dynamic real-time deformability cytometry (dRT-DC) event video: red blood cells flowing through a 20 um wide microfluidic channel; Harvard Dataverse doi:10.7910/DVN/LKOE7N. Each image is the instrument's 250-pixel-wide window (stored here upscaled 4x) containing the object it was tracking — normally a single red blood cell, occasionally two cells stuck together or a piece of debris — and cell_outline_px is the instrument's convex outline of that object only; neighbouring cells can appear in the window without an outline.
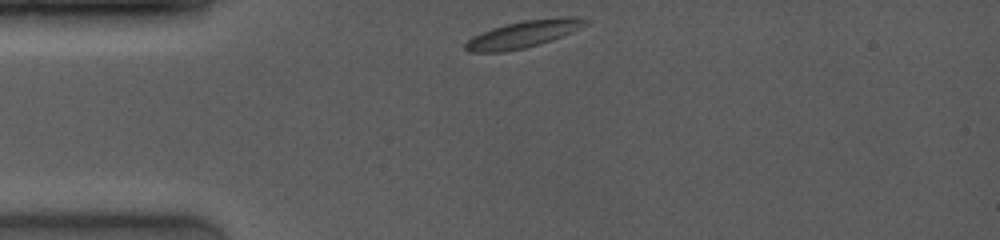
{"species": "common noctule bat (a hibernating species)", "species_latin": "Nyctalus noctula", "temperature_condition": "room temperature", "stored_images_in_passage": 39, "camera_frame_rate_fps": 4000, "um_per_image_px": 0.085, "animal": {"sex": "female", "body_mass_g": 19.0, "forearm_length_mm": 53.3}, "frame": {"image": 1, "passage_image": 1, "time_ms": 0.0, "image_size_px": [1000, 240], "cell_outline_px": [[592, 20], [588, 24], [580, 28], [552, 40], [540, 44], [524, 48], [504, 52], [468, 52], [464, 48], [464, 44], [472, 36], [492, 28], [524, 20], [560, 16], [580, 16]], "centroid_in_image_um": [44.54, 2.88], "position_along_channel_um": 40.5, "area_um2": 19.13}}
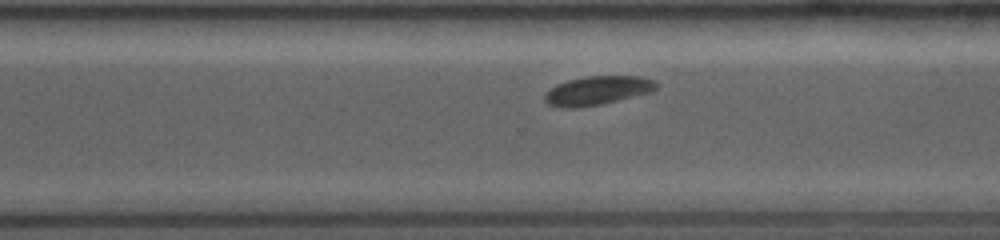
{"frame": {"image": 2, "passage_image": 32, "time_ms": 7.75, "image_size_px": [1000, 240], "cell_outline_px": [[656, 88], [652, 92], [600, 104], [576, 108], [564, 108], [548, 104], [544, 100], [544, 96], [556, 84], [568, 80], [584, 76], [640, 76], [652, 80], [656, 84]], "centroid_in_image_um": [50.76, 7.69], "position_along_channel_um": 319.8, "area_um2": 18.55}}
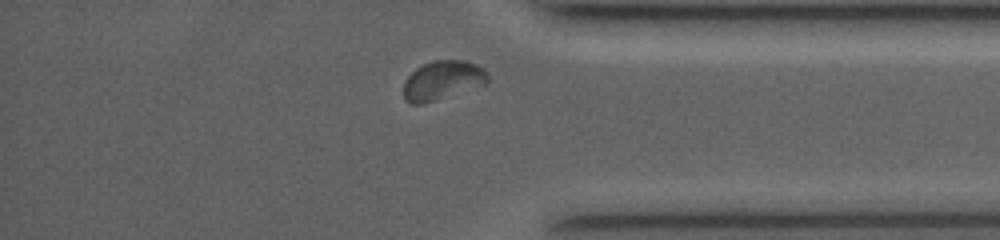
{"frame": {"image": 3, "passage_image": 37, "time_ms": 9.75, "image_size_px": [1000, 240], "cell_outline_px": [[488, 84], [424, 104], [412, 104], [404, 100], [404, 80], [416, 68], [432, 60], [464, 60], [476, 64], [484, 68], [488, 72]], "centroid_in_image_um": [37.64, 6.83], "position_along_channel_um": 397.6, "area_um2": 19.48}, "authors_computed_cell_mechanics": {"area_um2": 18.785, "velocity_mm_per_s": 3.9554, "shape_relaxation_time_tau1_ms": 3.3545, "shape_relaxation_time_tau2_ms": null, "deformation_change_tau1": 0.0802, "deformation_change_tau2": null}}